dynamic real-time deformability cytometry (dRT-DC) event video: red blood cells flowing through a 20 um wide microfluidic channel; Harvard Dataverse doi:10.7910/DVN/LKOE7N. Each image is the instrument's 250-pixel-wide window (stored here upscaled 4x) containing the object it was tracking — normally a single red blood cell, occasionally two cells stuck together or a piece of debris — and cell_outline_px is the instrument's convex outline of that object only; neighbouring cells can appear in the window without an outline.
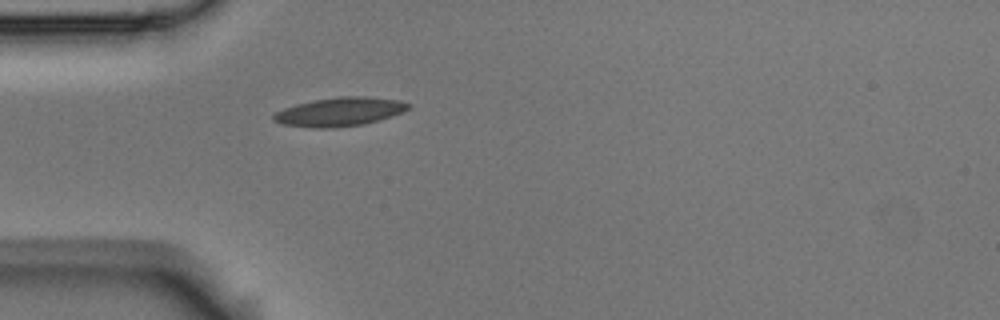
{"species": "Egyptian fruit bat (a non-hibernating species)", "species_latin": "Rousettus aegyptiacus", "temperature_condition": "room temperature", "stored_images_in_passage": 1, "camera_frame_rate_fps": 3000, "um_per_image_px": 0.085, "animal": {"sex": "male"}, "frame": {"image": 1, "passage_image": 1, "time_ms": 0.0, "image_size_px": [1000, 320], "cell_outline_px": [[412, 104], [408, 108], [400, 112], [376, 120], [360, 124], [324, 128], [316, 128], [280, 124], [272, 120], [272, 116], [276, 112], [284, 108], [296, 104], [316, 100], [340, 96], [368, 96], [400, 100]], "centroid_in_image_um": [28.82, 9.48], "position_along_channel_um": 56.2, "area_um2": 22.14}}